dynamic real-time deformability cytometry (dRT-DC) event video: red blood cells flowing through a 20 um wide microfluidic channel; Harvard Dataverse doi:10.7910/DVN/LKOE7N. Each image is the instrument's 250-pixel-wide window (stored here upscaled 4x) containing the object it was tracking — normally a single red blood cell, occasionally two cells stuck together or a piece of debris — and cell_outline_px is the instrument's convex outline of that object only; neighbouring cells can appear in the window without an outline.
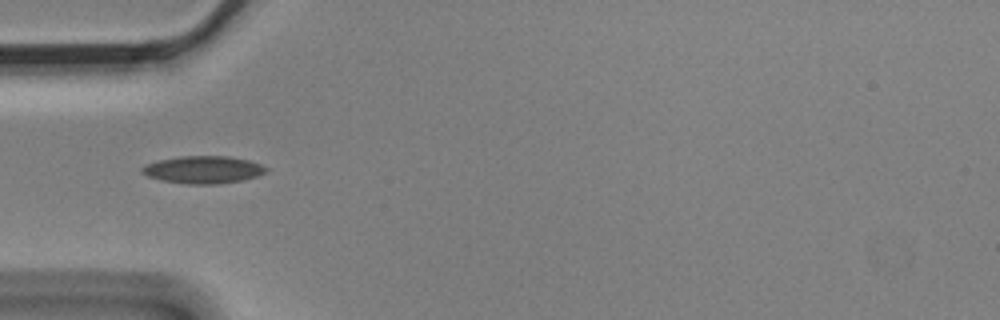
{"species": "Egyptian fruit bat (a non-hibernating species)", "species_latin": "Rousettus aegyptiacus", "temperature_condition": "cold", "stored_images_in_passage": 9, "camera_frame_rate_fps": 3000, "um_per_image_px": 0.085, "animal": {"sex": "male"}, "frame": {"image": 1, "passage_image": 1, "time_ms": 0.0, "image_size_px": [1000, 320], "cell_outline_px": [[268, 168], [264, 172], [256, 176], [244, 180], [220, 184], [188, 184], [160, 180], [148, 176], [140, 172], [140, 168], [144, 164], [160, 160], [180, 156], [228, 156], [248, 160], [260, 164]], "centroid_in_image_um": [17.24, 14.43], "position_along_channel_um": 67.8, "area_um2": 19.88}}
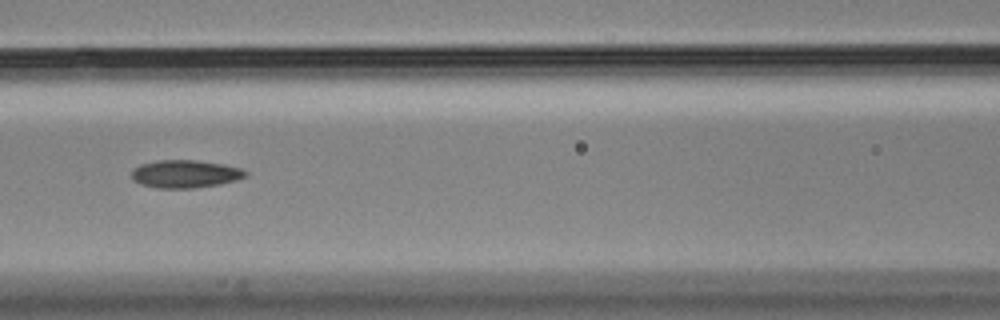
{"frame": {"image": 2, "passage_image": 3, "time_ms": 0.667, "image_size_px": [1000, 320], "cell_outline_px": [[248, 176], [236, 180], [220, 184], [192, 188], [156, 188], [140, 184], [132, 180], [132, 168], [140, 164], [160, 160], [196, 160], [224, 164], [244, 168], [248, 172]], "centroid_in_image_um": [15.76, 14.78], "position_along_channel_um": 150.8, "area_um2": 18.73}}
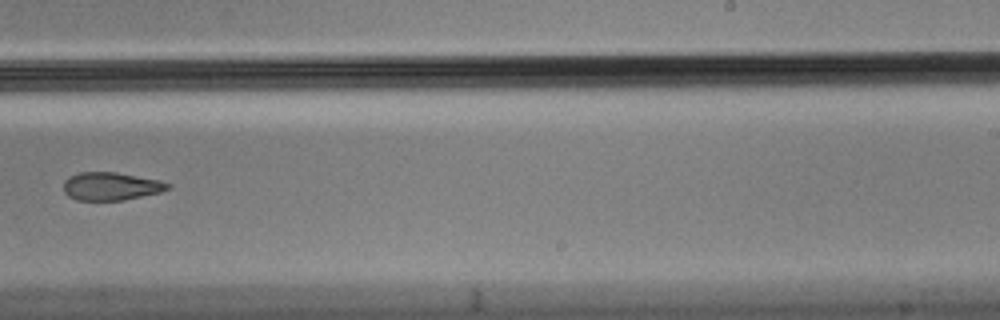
{"frame": {"image": 3, "passage_image": 6, "time_ms": 1.667, "image_size_px": [1000, 320], "cell_outline_px": [[172, 188], [160, 192], [124, 200], [76, 200], [68, 196], [64, 192], [64, 180], [80, 172], [116, 172], [160, 180], [172, 184]], "centroid_in_image_um": [9.47, 15.83], "position_along_channel_um": 279.5, "area_um2": 17.05}}